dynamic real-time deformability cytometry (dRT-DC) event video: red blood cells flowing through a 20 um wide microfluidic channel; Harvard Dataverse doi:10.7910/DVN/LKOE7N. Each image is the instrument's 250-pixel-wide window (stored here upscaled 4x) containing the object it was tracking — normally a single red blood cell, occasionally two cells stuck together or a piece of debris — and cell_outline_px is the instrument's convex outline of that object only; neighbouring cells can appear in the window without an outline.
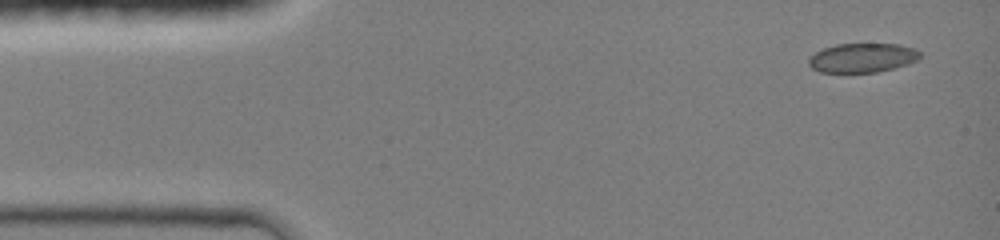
{"species": "common noctule bat (a hibernating species)", "species_latin": "Nyctalus noctula", "temperature_condition": "room temperature", "stored_images_in_passage": 4, "camera_frame_rate_fps": 3000, "um_per_image_px": 0.085, "animal": {"sex": "female", "body_mass_g": 19.0, "forearm_length_mm": 51.5}, "frame": {"image": 1, "passage_image": 1, "time_ms": 0.0, "image_size_px": [1000, 240], "cell_outline_px": [[920, 56], [916, 60], [908, 64], [876, 72], [820, 72], [812, 68], [808, 64], [808, 56], [824, 48], [836, 44], [900, 44], [916, 48], [920, 52]], "centroid_in_image_um": [73.29, 4.9], "position_along_channel_um": 11.7, "area_um2": 18.96}}
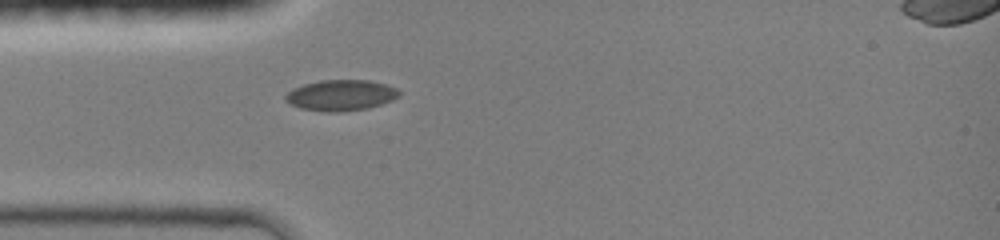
{"frame": {"image": 2, "passage_image": 4, "time_ms": 3.333, "image_size_px": [1000, 240], "cell_outline_px": [[400, 96], [392, 100], [368, 108], [340, 112], [332, 112], [300, 108], [288, 104], [284, 100], [284, 96], [292, 88], [304, 84], [320, 80], [368, 80], [384, 84], [396, 88], [400, 92]], "centroid_in_image_um": [28.94, 8.09], "position_along_channel_um": 56.1, "area_um2": 20.46}}